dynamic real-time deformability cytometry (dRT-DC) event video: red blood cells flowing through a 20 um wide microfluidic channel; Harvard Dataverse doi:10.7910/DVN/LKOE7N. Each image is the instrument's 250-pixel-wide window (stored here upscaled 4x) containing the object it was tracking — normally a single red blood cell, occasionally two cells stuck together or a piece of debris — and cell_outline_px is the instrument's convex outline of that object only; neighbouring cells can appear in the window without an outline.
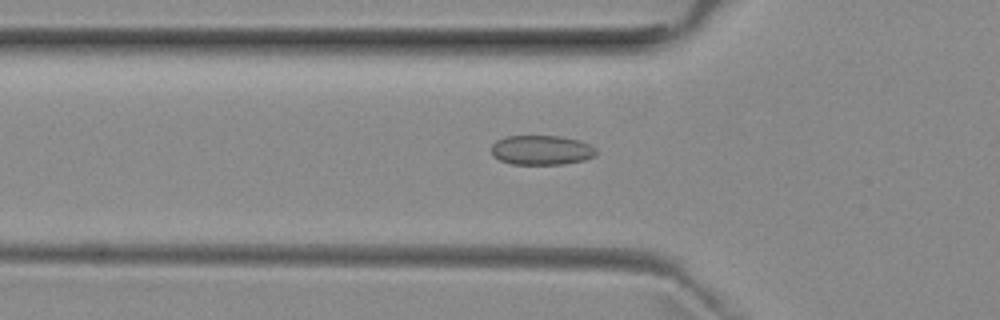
{"species": "common noctule bat (a hibernating species)", "species_latin": "Nyctalus noctula", "temperature_condition": "room temperature", "stored_images_in_passage": 27, "camera_frame_rate_fps": 3000, "um_per_image_px": 0.085, "animal": {"sex": "female", "body_mass_g": 29.2, "forearm_length_mm": 56.3}, "frame": {"image": 1, "passage_image": 12, "time_ms": 3.667, "image_size_px": [1000, 320], "cell_outline_px": [[596, 156], [584, 160], [564, 164], [512, 164], [500, 160], [492, 156], [492, 144], [496, 140], [504, 136], [560, 136], [580, 140], [596, 148]], "centroid_in_image_um": [46.02, 12.75], "position_along_channel_um": 79.8, "area_um2": 18.21}}
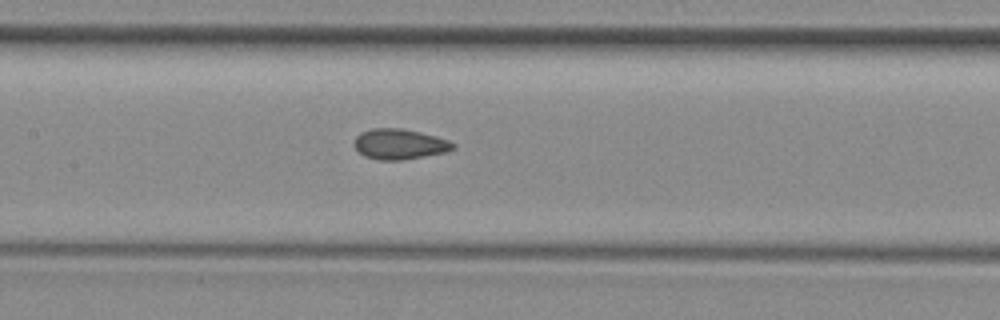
{"frame": {"image": 2, "passage_image": 19, "time_ms": 6.0, "image_size_px": [1000, 320], "cell_outline_px": [[456, 148], [448, 152], [404, 160], [380, 160], [364, 156], [352, 144], [356, 136], [360, 132], [372, 128], [400, 128], [420, 132], [436, 136], [448, 140], [456, 144]], "centroid_in_image_um": [33.98, 12.25], "position_along_channel_um": 173.4, "area_um2": 17.74}}
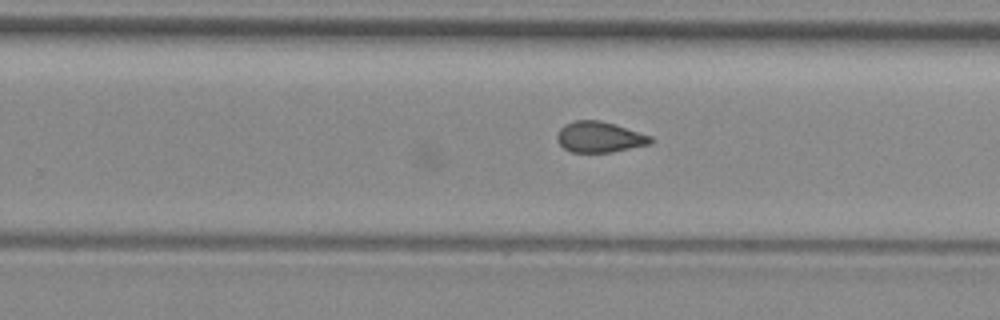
{"frame": {"image": 3, "passage_image": 27, "time_ms": 8.667, "image_size_px": [1000, 320], "cell_outline_px": [[652, 144], [612, 152], [572, 152], [564, 148], [556, 140], [556, 136], [560, 128], [564, 124], [576, 120], [600, 120], [616, 124], [652, 136]], "centroid_in_image_um": [50.97, 11.64], "position_along_channel_um": 278.8, "area_um2": 16.94}}